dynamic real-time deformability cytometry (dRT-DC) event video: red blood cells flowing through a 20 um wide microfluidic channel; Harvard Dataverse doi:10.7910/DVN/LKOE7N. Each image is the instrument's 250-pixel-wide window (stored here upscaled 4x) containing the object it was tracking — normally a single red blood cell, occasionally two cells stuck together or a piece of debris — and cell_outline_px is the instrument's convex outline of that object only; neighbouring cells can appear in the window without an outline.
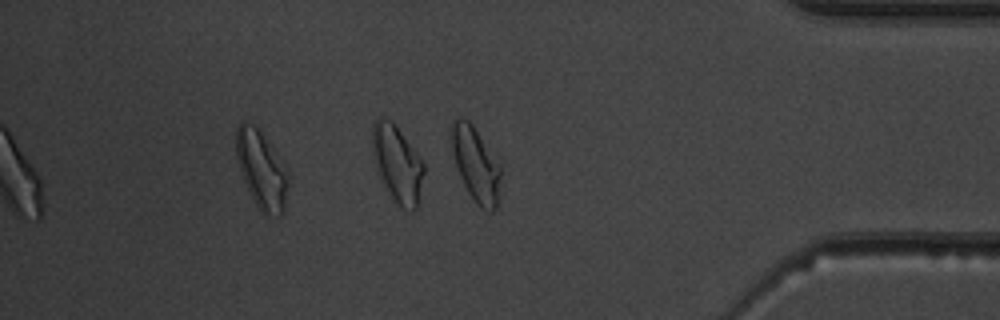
{"species": "common noctule bat (a hibernating species)", "species_latin": "Nyctalus noctula", "temperature_condition": "warm", "stored_images_in_passage": 36, "camera_frame_rate_fps": 3000, "um_per_image_px": 0.085, "animal": {"sex": "male", "body_mass_g": 19.5, "forearm_length_mm": 54.6}, "frame": {"image": 1, "passage_image": 31, "time_ms": 10.0, "image_size_px": [1000, 320], "cell_outline_px": [[288, 184], [284, 212], [280, 216], [264, 216], [260, 212], [248, 192], [240, 172], [236, 160], [236, 128], [240, 120], [248, 120], [260, 132], [288, 168]], "centroid_in_image_um": [22.22, 14.46], "position_along_channel_um": 413.0, "area_um2": 24.1}, "authors_computed_cell_mechanics": {"area_um2": 19.8832, "velocity_mm_per_s": 4.001, "shape_relaxation_time_tau1_ms": 6.3915, "shape_relaxation_time_tau2_ms": 1.33, "deformation_change_tau1": 0.2105, "deformation_change_tau2": 0.0734}}